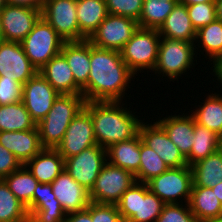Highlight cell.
Returning a JSON list of instances; mask_svg holds the SVG:
<instances>
[{
    "label": "cell",
    "mask_w": 222,
    "mask_h": 222,
    "mask_svg": "<svg viewBox=\"0 0 222 222\" xmlns=\"http://www.w3.org/2000/svg\"><path fill=\"white\" fill-rule=\"evenodd\" d=\"M90 66L88 83L82 88L86 102L123 101L129 83L137 79L123 61L120 51L98 48L91 43Z\"/></svg>",
    "instance_id": "6da1fadb"
},
{
    "label": "cell",
    "mask_w": 222,
    "mask_h": 222,
    "mask_svg": "<svg viewBox=\"0 0 222 222\" xmlns=\"http://www.w3.org/2000/svg\"><path fill=\"white\" fill-rule=\"evenodd\" d=\"M123 102H85L84 109L91 115L96 142L102 148L135 137L145 120L138 119V115H134L137 112L131 111Z\"/></svg>",
    "instance_id": "7a4b0ae2"
},
{
    "label": "cell",
    "mask_w": 222,
    "mask_h": 222,
    "mask_svg": "<svg viewBox=\"0 0 222 222\" xmlns=\"http://www.w3.org/2000/svg\"><path fill=\"white\" fill-rule=\"evenodd\" d=\"M83 95H60L51 110L38 124L40 141L44 148H56L72 121L84 108Z\"/></svg>",
    "instance_id": "3957f363"
},
{
    "label": "cell",
    "mask_w": 222,
    "mask_h": 222,
    "mask_svg": "<svg viewBox=\"0 0 222 222\" xmlns=\"http://www.w3.org/2000/svg\"><path fill=\"white\" fill-rule=\"evenodd\" d=\"M165 203L148 189L146 183L135 181L116 204L124 222H156Z\"/></svg>",
    "instance_id": "277c9868"
},
{
    "label": "cell",
    "mask_w": 222,
    "mask_h": 222,
    "mask_svg": "<svg viewBox=\"0 0 222 222\" xmlns=\"http://www.w3.org/2000/svg\"><path fill=\"white\" fill-rule=\"evenodd\" d=\"M195 46V43L192 42L161 37L158 59L153 73L158 74L157 77L162 75L167 77V80L178 81L179 76L182 77L181 75L185 74L187 70L191 72V68L195 67L194 61H197L198 54Z\"/></svg>",
    "instance_id": "5b68a950"
},
{
    "label": "cell",
    "mask_w": 222,
    "mask_h": 222,
    "mask_svg": "<svg viewBox=\"0 0 222 222\" xmlns=\"http://www.w3.org/2000/svg\"><path fill=\"white\" fill-rule=\"evenodd\" d=\"M160 40L158 29L138 27L124 45L120 51L122 59L135 76L144 69L153 72L158 59Z\"/></svg>",
    "instance_id": "8992f818"
},
{
    "label": "cell",
    "mask_w": 222,
    "mask_h": 222,
    "mask_svg": "<svg viewBox=\"0 0 222 222\" xmlns=\"http://www.w3.org/2000/svg\"><path fill=\"white\" fill-rule=\"evenodd\" d=\"M20 43L30 62L39 70L61 52L65 40L41 17Z\"/></svg>",
    "instance_id": "52a82bcc"
},
{
    "label": "cell",
    "mask_w": 222,
    "mask_h": 222,
    "mask_svg": "<svg viewBox=\"0 0 222 222\" xmlns=\"http://www.w3.org/2000/svg\"><path fill=\"white\" fill-rule=\"evenodd\" d=\"M146 184L165 204H182L183 200L189 203L193 185L192 171L188 165L168 168Z\"/></svg>",
    "instance_id": "ba28073f"
},
{
    "label": "cell",
    "mask_w": 222,
    "mask_h": 222,
    "mask_svg": "<svg viewBox=\"0 0 222 222\" xmlns=\"http://www.w3.org/2000/svg\"><path fill=\"white\" fill-rule=\"evenodd\" d=\"M135 176L106 162L89 191L91 202L116 205L123 193L135 182Z\"/></svg>",
    "instance_id": "9c48e42d"
},
{
    "label": "cell",
    "mask_w": 222,
    "mask_h": 222,
    "mask_svg": "<svg viewBox=\"0 0 222 222\" xmlns=\"http://www.w3.org/2000/svg\"><path fill=\"white\" fill-rule=\"evenodd\" d=\"M76 8L77 0H50L43 4L41 17L65 42L84 41L86 39L80 34Z\"/></svg>",
    "instance_id": "30bf717a"
},
{
    "label": "cell",
    "mask_w": 222,
    "mask_h": 222,
    "mask_svg": "<svg viewBox=\"0 0 222 222\" xmlns=\"http://www.w3.org/2000/svg\"><path fill=\"white\" fill-rule=\"evenodd\" d=\"M138 27L132 18L108 14L88 41L98 48L121 51Z\"/></svg>",
    "instance_id": "8fae6325"
},
{
    "label": "cell",
    "mask_w": 222,
    "mask_h": 222,
    "mask_svg": "<svg viewBox=\"0 0 222 222\" xmlns=\"http://www.w3.org/2000/svg\"><path fill=\"white\" fill-rule=\"evenodd\" d=\"M106 162V149L97 144L84 149L78 155L66 158L65 170L74 180L90 191Z\"/></svg>",
    "instance_id": "7c38bea8"
},
{
    "label": "cell",
    "mask_w": 222,
    "mask_h": 222,
    "mask_svg": "<svg viewBox=\"0 0 222 222\" xmlns=\"http://www.w3.org/2000/svg\"><path fill=\"white\" fill-rule=\"evenodd\" d=\"M1 14L3 41L21 42L41 18V9L7 4Z\"/></svg>",
    "instance_id": "4fadbf2b"
},
{
    "label": "cell",
    "mask_w": 222,
    "mask_h": 222,
    "mask_svg": "<svg viewBox=\"0 0 222 222\" xmlns=\"http://www.w3.org/2000/svg\"><path fill=\"white\" fill-rule=\"evenodd\" d=\"M60 94L39 73L22 87V99L31 118L38 124L51 110Z\"/></svg>",
    "instance_id": "5bb4252c"
},
{
    "label": "cell",
    "mask_w": 222,
    "mask_h": 222,
    "mask_svg": "<svg viewBox=\"0 0 222 222\" xmlns=\"http://www.w3.org/2000/svg\"><path fill=\"white\" fill-rule=\"evenodd\" d=\"M97 145L91 115L83 108L70 122L62 141L55 148L66 159Z\"/></svg>",
    "instance_id": "9a60e30c"
},
{
    "label": "cell",
    "mask_w": 222,
    "mask_h": 222,
    "mask_svg": "<svg viewBox=\"0 0 222 222\" xmlns=\"http://www.w3.org/2000/svg\"><path fill=\"white\" fill-rule=\"evenodd\" d=\"M37 73L20 42L3 41L0 44V77L14 79L23 85Z\"/></svg>",
    "instance_id": "2e32d148"
},
{
    "label": "cell",
    "mask_w": 222,
    "mask_h": 222,
    "mask_svg": "<svg viewBox=\"0 0 222 222\" xmlns=\"http://www.w3.org/2000/svg\"><path fill=\"white\" fill-rule=\"evenodd\" d=\"M140 124L139 135L142 142L154 150L169 168L187 165L186 158L177 146L170 140L165 130L157 122Z\"/></svg>",
    "instance_id": "e0dca14e"
},
{
    "label": "cell",
    "mask_w": 222,
    "mask_h": 222,
    "mask_svg": "<svg viewBox=\"0 0 222 222\" xmlns=\"http://www.w3.org/2000/svg\"><path fill=\"white\" fill-rule=\"evenodd\" d=\"M51 186L66 214L84 210L91 203L89 191L65 169L54 179Z\"/></svg>",
    "instance_id": "ac0fdd59"
},
{
    "label": "cell",
    "mask_w": 222,
    "mask_h": 222,
    "mask_svg": "<svg viewBox=\"0 0 222 222\" xmlns=\"http://www.w3.org/2000/svg\"><path fill=\"white\" fill-rule=\"evenodd\" d=\"M27 211L34 222H64L67 216L48 183L37 184Z\"/></svg>",
    "instance_id": "d6986e66"
},
{
    "label": "cell",
    "mask_w": 222,
    "mask_h": 222,
    "mask_svg": "<svg viewBox=\"0 0 222 222\" xmlns=\"http://www.w3.org/2000/svg\"><path fill=\"white\" fill-rule=\"evenodd\" d=\"M0 145L13 153L22 165L44 148L40 141L38 127L26 131H0Z\"/></svg>",
    "instance_id": "ffe728a7"
},
{
    "label": "cell",
    "mask_w": 222,
    "mask_h": 222,
    "mask_svg": "<svg viewBox=\"0 0 222 222\" xmlns=\"http://www.w3.org/2000/svg\"><path fill=\"white\" fill-rule=\"evenodd\" d=\"M60 95H82V89L75 83L71 68L60 52L38 70Z\"/></svg>",
    "instance_id": "44dd1931"
},
{
    "label": "cell",
    "mask_w": 222,
    "mask_h": 222,
    "mask_svg": "<svg viewBox=\"0 0 222 222\" xmlns=\"http://www.w3.org/2000/svg\"><path fill=\"white\" fill-rule=\"evenodd\" d=\"M157 122L186 158L190 154L194 140V118L191 113L166 115L163 119L159 117Z\"/></svg>",
    "instance_id": "7402d4cb"
},
{
    "label": "cell",
    "mask_w": 222,
    "mask_h": 222,
    "mask_svg": "<svg viewBox=\"0 0 222 222\" xmlns=\"http://www.w3.org/2000/svg\"><path fill=\"white\" fill-rule=\"evenodd\" d=\"M61 53L72 70L75 83L82 89L88 83L90 74V42L71 41L63 44Z\"/></svg>",
    "instance_id": "603a6c76"
},
{
    "label": "cell",
    "mask_w": 222,
    "mask_h": 222,
    "mask_svg": "<svg viewBox=\"0 0 222 222\" xmlns=\"http://www.w3.org/2000/svg\"><path fill=\"white\" fill-rule=\"evenodd\" d=\"M25 166L39 183L51 184L65 169V159L55 148H43Z\"/></svg>",
    "instance_id": "cb8c5ba5"
},
{
    "label": "cell",
    "mask_w": 222,
    "mask_h": 222,
    "mask_svg": "<svg viewBox=\"0 0 222 222\" xmlns=\"http://www.w3.org/2000/svg\"><path fill=\"white\" fill-rule=\"evenodd\" d=\"M142 139L139 133L122 142L114 143L106 149L107 162L113 166L121 167L133 175L139 171L140 144Z\"/></svg>",
    "instance_id": "d4e9b609"
},
{
    "label": "cell",
    "mask_w": 222,
    "mask_h": 222,
    "mask_svg": "<svg viewBox=\"0 0 222 222\" xmlns=\"http://www.w3.org/2000/svg\"><path fill=\"white\" fill-rule=\"evenodd\" d=\"M158 31L161 37L195 43L196 30L191 24L187 6L181 3L175 5Z\"/></svg>",
    "instance_id": "484cf974"
},
{
    "label": "cell",
    "mask_w": 222,
    "mask_h": 222,
    "mask_svg": "<svg viewBox=\"0 0 222 222\" xmlns=\"http://www.w3.org/2000/svg\"><path fill=\"white\" fill-rule=\"evenodd\" d=\"M189 207L199 222L222 217V203L211 187L192 186Z\"/></svg>",
    "instance_id": "4316f807"
},
{
    "label": "cell",
    "mask_w": 222,
    "mask_h": 222,
    "mask_svg": "<svg viewBox=\"0 0 222 222\" xmlns=\"http://www.w3.org/2000/svg\"><path fill=\"white\" fill-rule=\"evenodd\" d=\"M105 0H77L76 16L80 34L88 40L107 17Z\"/></svg>",
    "instance_id": "83f0119b"
},
{
    "label": "cell",
    "mask_w": 222,
    "mask_h": 222,
    "mask_svg": "<svg viewBox=\"0 0 222 222\" xmlns=\"http://www.w3.org/2000/svg\"><path fill=\"white\" fill-rule=\"evenodd\" d=\"M203 105H197L196 109L191 110L195 123L206 127L215 132L218 136L222 135V94H207Z\"/></svg>",
    "instance_id": "f1b7e54d"
},
{
    "label": "cell",
    "mask_w": 222,
    "mask_h": 222,
    "mask_svg": "<svg viewBox=\"0 0 222 222\" xmlns=\"http://www.w3.org/2000/svg\"><path fill=\"white\" fill-rule=\"evenodd\" d=\"M192 186L213 187L222 182V152L220 149L191 167Z\"/></svg>",
    "instance_id": "f546056e"
},
{
    "label": "cell",
    "mask_w": 222,
    "mask_h": 222,
    "mask_svg": "<svg viewBox=\"0 0 222 222\" xmlns=\"http://www.w3.org/2000/svg\"><path fill=\"white\" fill-rule=\"evenodd\" d=\"M36 127L37 124L22 101L5 106L0 105V131H26Z\"/></svg>",
    "instance_id": "4dcf8cb0"
},
{
    "label": "cell",
    "mask_w": 222,
    "mask_h": 222,
    "mask_svg": "<svg viewBox=\"0 0 222 222\" xmlns=\"http://www.w3.org/2000/svg\"><path fill=\"white\" fill-rule=\"evenodd\" d=\"M193 137L190 154L186 157L189 167L218 151L220 143V136L212 130L195 123V120Z\"/></svg>",
    "instance_id": "1f68e13d"
},
{
    "label": "cell",
    "mask_w": 222,
    "mask_h": 222,
    "mask_svg": "<svg viewBox=\"0 0 222 222\" xmlns=\"http://www.w3.org/2000/svg\"><path fill=\"white\" fill-rule=\"evenodd\" d=\"M197 42L198 47L195 46V49L202 48L203 52L205 51L206 60L208 56L210 62L214 63L222 58V21L215 19L196 31L195 44Z\"/></svg>",
    "instance_id": "d6a6232c"
},
{
    "label": "cell",
    "mask_w": 222,
    "mask_h": 222,
    "mask_svg": "<svg viewBox=\"0 0 222 222\" xmlns=\"http://www.w3.org/2000/svg\"><path fill=\"white\" fill-rule=\"evenodd\" d=\"M3 180L15 197L28 209L32 205L34 190L39 183L28 168L22 165Z\"/></svg>",
    "instance_id": "836d02e7"
},
{
    "label": "cell",
    "mask_w": 222,
    "mask_h": 222,
    "mask_svg": "<svg viewBox=\"0 0 222 222\" xmlns=\"http://www.w3.org/2000/svg\"><path fill=\"white\" fill-rule=\"evenodd\" d=\"M177 3L179 1L144 0L142 12L137 21L138 26L140 28L159 29Z\"/></svg>",
    "instance_id": "e575fe53"
},
{
    "label": "cell",
    "mask_w": 222,
    "mask_h": 222,
    "mask_svg": "<svg viewBox=\"0 0 222 222\" xmlns=\"http://www.w3.org/2000/svg\"><path fill=\"white\" fill-rule=\"evenodd\" d=\"M29 217L26 206L0 179V222H24Z\"/></svg>",
    "instance_id": "d590c367"
},
{
    "label": "cell",
    "mask_w": 222,
    "mask_h": 222,
    "mask_svg": "<svg viewBox=\"0 0 222 222\" xmlns=\"http://www.w3.org/2000/svg\"><path fill=\"white\" fill-rule=\"evenodd\" d=\"M168 168L154 150L141 142L139 171L134 175L137 182L146 183L151 178L165 172Z\"/></svg>",
    "instance_id": "8d00e7d4"
},
{
    "label": "cell",
    "mask_w": 222,
    "mask_h": 222,
    "mask_svg": "<svg viewBox=\"0 0 222 222\" xmlns=\"http://www.w3.org/2000/svg\"><path fill=\"white\" fill-rule=\"evenodd\" d=\"M191 24L196 31L216 19L215 2L186 5Z\"/></svg>",
    "instance_id": "74e56055"
},
{
    "label": "cell",
    "mask_w": 222,
    "mask_h": 222,
    "mask_svg": "<svg viewBox=\"0 0 222 222\" xmlns=\"http://www.w3.org/2000/svg\"><path fill=\"white\" fill-rule=\"evenodd\" d=\"M144 0H105L108 14L132 18L136 21L142 12Z\"/></svg>",
    "instance_id": "f35d334b"
},
{
    "label": "cell",
    "mask_w": 222,
    "mask_h": 222,
    "mask_svg": "<svg viewBox=\"0 0 222 222\" xmlns=\"http://www.w3.org/2000/svg\"><path fill=\"white\" fill-rule=\"evenodd\" d=\"M156 222H199L188 203L165 204Z\"/></svg>",
    "instance_id": "ab89813d"
},
{
    "label": "cell",
    "mask_w": 222,
    "mask_h": 222,
    "mask_svg": "<svg viewBox=\"0 0 222 222\" xmlns=\"http://www.w3.org/2000/svg\"><path fill=\"white\" fill-rule=\"evenodd\" d=\"M86 209L91 214L92 222H124L116 205L91 202Z\"/></svg>",
    "instance_id": "60d3db41"
},
{
    "label": "cell",
    "mask_w": 222,
    "mask_h": 222,
    "mask_svg": "<svg viewBox=\"0 0 222 222\" xmlns=\"http://www.w3.org/2000/svg\"><path fill=\"white\" fill-rule=\"evenodd\" d=\"M23 85L14 79L0 77V105L14 104L22 99Z\"/></svg>",
    "instance_id": "b9f144b4"
},
{
    "label": "cell",
    "mask_w": 222,
    "mask_h": 222,
    "mask_svg": "<svg viewBox=\"0 0 222 222\" xmlns=\"http://www.w3.org/2000/svg\"><path fill=\"white\" fill-rule=\"evenodd\" d=\"M21 166L22 164L14 154L0 145V179L8 176Z\"/></svg>",
    "instance_id": "7bdbcfd3"
},
{
    "label": "cell",
    "mask_w": 222,
    "mask_h": 222,
    "mask_svg": "<svg viewBox=\"0 0 222 222\" xmlns=\"http://www.w3.org/2000/svg\"><path fill=\"white\" fill-rule=\"evenodd\" d=\"M64 222H92L91 214L87 209L69 213Z\"/></svg>",
    "instance_id": "ee69618b"
},
{
    "label": "cell",
    "mask_w": 222,
    "mask_h": 222,
    "mask_svg": "<svg viewBox=\"0 0 222 222\" xmlns=\"http://www.w3.org/2000/svg\"><path fill=\"white\" fill-rule=\"evenodd\" d=\"M7 4L41 9L43 6V0H7Z\"/></svg>",
    "instance_id": "f6af8a7d"
},
{
    "label": "cell",
    "mask_w": 222,
    "mask_h": 222,
    "mask_svg": "<svg viewBox=\"0 0 222 222\" xmlns=\"http://www.w3.org/2000/svg\"><path fill=\"white\" fill-rule=\"evenodd\" d=\"M213 64V72H214V76L217 78L216 80L221 84L222 86V58H220L219 60H217L214 63H210ZM222 88V87H221Z\"/></svg>",
    "instance_id": "bcb514c9"
},
{
    "label": "cell",
    "mask_w": 222,
    "mask_h": 222,
    "mask_svg": "<svg viewBox=\"0 0 222 222\" xmlns=\"http://www.w3.org/2000/svg\"><path fill=\"white\" fill-rule=\"evenodd\" d=\"M216 19L222 21V0L215 1Z\"/></svg>",
    "instance_id": "7dc6e473"
},
{
    "label": "cell",
    "mask_w": 222,
    "mask_h": 222,
    "mask_svg": "<svg viewBox=\"0 0 222 222\" xmlns=\"http://www.w3.org/2000/svg\"><path fill=\"white\" fill-rule=\"evenodd\" d=\"M215 2L214 0H179V3L184 5H194L198 3Z\"/></svg>",
    "instance_id": "c3c4849f"
},
{
    "label": "cell",
    "mask_w": 222,
    "mask_h": 222,
    "mask_svg": "<svg viewBox=\"0 0 222 222\" xmlns=\"http://www.w3.org/2000/svg\"><path fill=\"white\" fill-rule=\"evenodd\" d=\"M212 190L215 191L216 197L222 203V182H220V183L216 184L215 186H213Z\"/></svg>",
    "instance_id": "681fc988"
},
{
    "label": "cell",
    "mask_w": 222,
    "mask_h": 222,
    "mask_svg": "<svg viewBox=\"0 0 222 222\" xmlns=\"http://www.w3.org/2000/svg\"><path fill=\"white\" fill-rule=\"evenodd\" d=\"M7 5V0H0V11Z\"/></svg>",
    "instance_id": "f907efd6"
},
{
    "label": "cell",
    "mask_w": 222,
    "mask_h": 222,
    "mask_svg": "<svg viewBox=\"0 0 222 222\" xmlns=\"http://www.w3.org/2000/svg\"><path fill=\"white\" fill-rule=\"evenodd\" d=\"M208 222H222V217L214 219V220H210Z\"/></svg>",
    "instance_id": "816d5d0a"
},
{
    "label": "cell",
    "mask_w": 222,
    "mask_h": 222,
    "mask_svg": "<svg viewBox=\"0 0 222 222\" xmlns=\"http://www.w3.org/2000/svg\"><path fill=\"white\" fill-rule=\"evenodd\" d=\"M219 149L222 152V135L220 136Z\"/></svg>",
    "instance_id": "f5cc1de1"
},
{
    "label": "cell",
    "mask_w": 222,
    "mask_h": 222,
    "mask_svg": "<svg viewBox=\"0 0 222 222\" xmlns=\"http://www.w3.org/2000/svg\"><path fill=\"white\" fill-rule=\"evenodd\" d=\"M24 222H34L30 217H28Z\"/></svg>",
    "instance_id": "db71d44e"
},
{
    "label": "cell",
    "mask_w": 222,
    "mask_h": 222,
    "mask_svg": "<svg viewBox=\"0 0 222 222\" xmlns=\"http://www.w3.org/2000/svg\"><path fill=\"white\" fill-rule=\"evenodd\" d=\"M152 1H179V0H152Z\"/></svg>",
    "instance_id": "11a10c76"
},
{
    "label": "cell",
    "mask_w": 222,
    "mask_h": 222,
    "mask_svg": "<svg viewBox=\"0 0 222 222\" xmlns=\"http://www.w3.org/2000/svg\"><path fill=\"white\" fill-rule=\"evenodd\" d=\"M3 42V38H2V35L0 33V44Z\"/></svg>",
    "instance_id": "9f6ffc18"
},
{
    "label": "cell",
    "mask_w": 222,
    "mask_h": 222,
    "mask_svg": "<svg viewBox=\"0 0 222 222\" xmlns=\"http://www.w3.org/2000/svg\"><path fill=\"white\" fill-rule=\"evenodd\" d=\"M1 19H2V14H1V11H0V27H1Z\"/></svg>",
    "instance_id": "6f0895ef"
},
{
    "label": "cell",
    "mask_w": 222,
    "mask_h": 222,
    "mask_svg": "<svg viewBox=\"0 0 222 222\" xmlns=\"http://www.w3.org/2000/svg\"><path fill=\"white\" fill-rule=\"evenodd\" d=\"M48 1H50V0H43V4L46 3V2H48Z\"/></svg>",
    "instance_id": "680465c9"
}]
</instances>
